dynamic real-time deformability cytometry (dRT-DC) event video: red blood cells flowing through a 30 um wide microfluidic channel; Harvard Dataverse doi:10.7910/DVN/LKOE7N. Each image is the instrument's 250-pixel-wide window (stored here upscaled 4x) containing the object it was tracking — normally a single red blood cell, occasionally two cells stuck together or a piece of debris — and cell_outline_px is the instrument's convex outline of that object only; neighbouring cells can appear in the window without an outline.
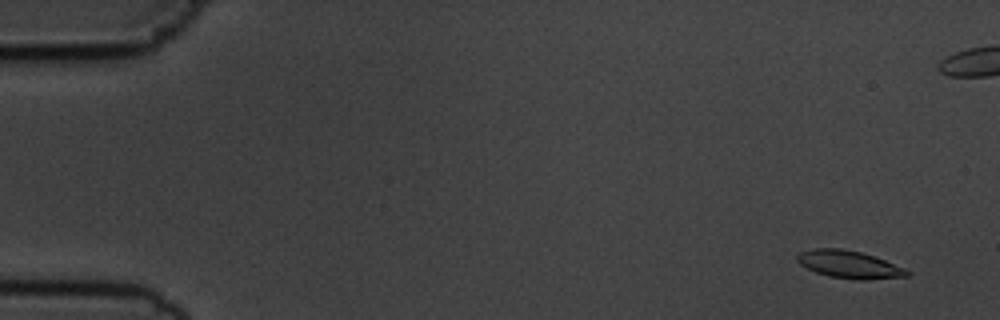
{"species": "common noctule bat (a hibernating species)", "species_latin": "Nyctalus noctula", "temperature_condition": "cold", "stored_images_in_passage": 57, "camera_frame_rate_fps": 3000, "um_per_image_px": 0.085, "animal": {"sex": "male", "body_mass_g": 19.5, "forearm_length_mm": 54.6}, "frame": {"image": 1, "passage_image": 4, "time_ms": 1.0, "image_size_px": [1000, 320], "cell_outline_px": [[912, 272], [908, 276], [864, 280], [856, 280], [828, 276], [816, 272], [800, 264], [796, 260], [796, 256], [800, 252], [816, 248], [840, 248], [860, 252], [876, 256], [904, 268]], "centroid_in_image_um": [72.19, 22.48], "position_along_channel_um": 12.8, "area_um2": 17.69}}
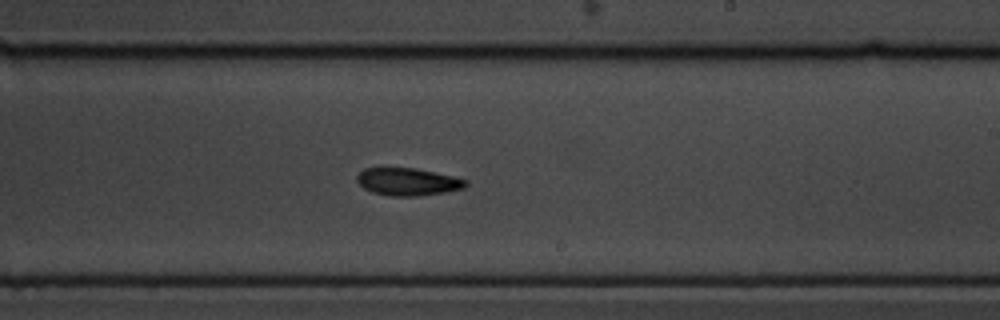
{"frame": {"image": 2, "passage_image": 34, "time_ms": 11.0, "image_size_px": [1000, 320], "cell_outline_px": [[468, 184], [464, 188], [448, 192], [420, 196], [388, 196], [372, 192], [364, 188], [356, 180], [356, 176], [364, 168], [380, 164], [416, 168], [436, 172], [468, 180]], "centroid_in_image_um": [34.61, 15.4], "position_along_channel_um": 254.4, "area_um2": 18.38}}
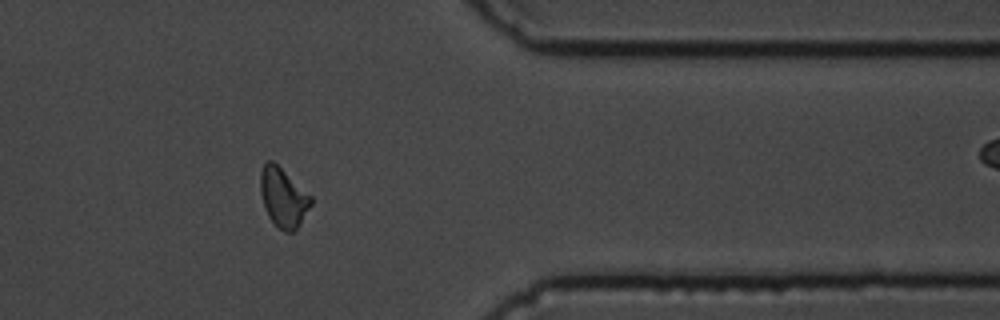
{"frame": {"image": 3, "passage_image": 46, "time_ms": 15.0, "image_size_px": [1000, 320], "cell_outline_px": [[312, 204], [300, 224], [292, 232], [284, 232], [268, 216], [260, 192], [260, 172], [264, 164], [268, 160], [272, 160], [312, 196]], "centroid_in_image_um": [24.08, 16.77], "position_along_channel_um": 387.3, "area_um2": 17.22}, "authors_computed_cell_mechanics": {"area_um2": 17.629, "velocity_mm_per_s": 3.6619, "shape_relaxation_time_tau1_ms": 3.2344, "shape_relaxation_time_tau2_ms": null, "deformation_change_tau1": 0.1017, "deformation_change_tau2": null}}